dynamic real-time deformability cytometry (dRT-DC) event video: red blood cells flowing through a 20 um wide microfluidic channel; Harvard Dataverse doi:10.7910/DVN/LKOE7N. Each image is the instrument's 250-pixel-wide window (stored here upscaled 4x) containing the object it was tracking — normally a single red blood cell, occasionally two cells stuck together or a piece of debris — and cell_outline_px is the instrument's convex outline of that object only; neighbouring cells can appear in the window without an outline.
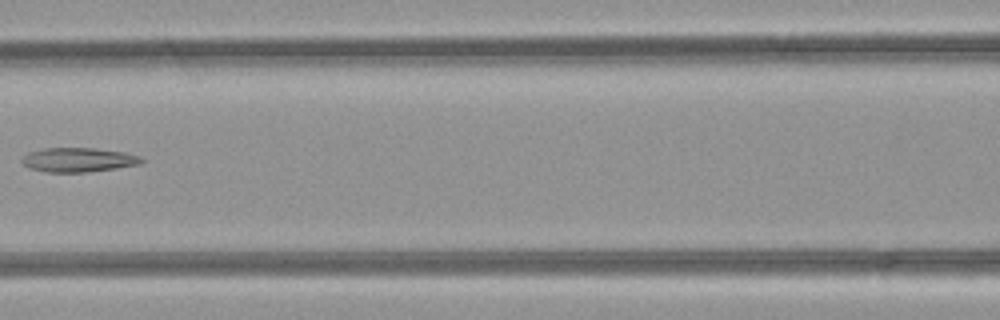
{"species": "common noctule bat (a hibernating species)", "species_latin": "Nyctalus noctula", "temperature_condition": "room temperature", "stored_images_in_passage": 4, "camera_frame_rate_fps": 3000, "um_per_image_px": 0.085, "animal": {"sex": "female", "body_mass_g": 21.9}, "frame": {"image": 1, "passage_image": 4, "time_ms": 1.0, "image_size_px": [1000, 320], "cell_outline_px": [[144, 160], [140, 164], [116, 168], [88, 172], [48, 172], [28, 168], [20, 160], [28, 152], [44, 148], [92, 148], [124, 152], [140, 156]], "centroid_in_image_um": [6.64, 13.58], "position_along_channel_um": 160.0, "area_um2": 16.88}}